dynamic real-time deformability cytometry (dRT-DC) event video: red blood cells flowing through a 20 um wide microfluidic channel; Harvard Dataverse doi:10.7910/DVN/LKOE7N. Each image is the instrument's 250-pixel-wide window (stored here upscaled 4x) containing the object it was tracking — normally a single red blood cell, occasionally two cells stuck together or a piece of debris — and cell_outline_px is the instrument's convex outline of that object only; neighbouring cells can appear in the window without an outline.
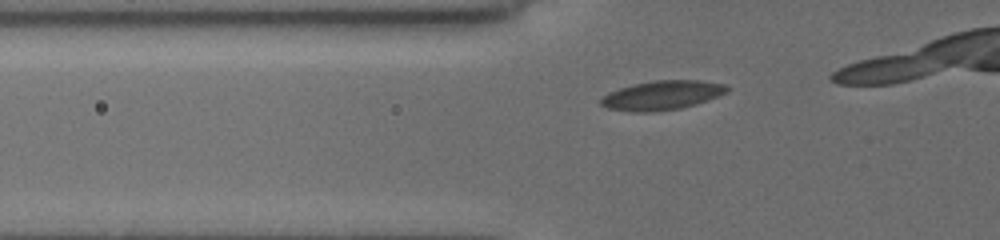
{"species": "common noctule bat (a hibernating species)", "species_latin": "Nyctalus noctula", "temperature_condition": "cold", "stored_images_in_passage": 8, "camera_frame_rate_fps": 3000, "um_per_image_px": 0.085, "animal": {"sex": "female", "body_mass_g": 19.5, "forearm_length_mm": 54.1}, "frame": {"image": 1, "passage_image": 2, "time_ms": 0.333, "image_size_px": [1000, 240], "cell_outline_px": [[732, 88], [728, 92], [696, 104], [680, 108], [652, 112], [628, 112], [608, 108], [600, 104], [600, 96], [608, 92], [632, 84], [652, 80], [700, 80], [724, 84]], "centroid_in_image_um": [56.25, 8.09], "position_along_channel_um": 69.6, "area_um2": 21.73}}
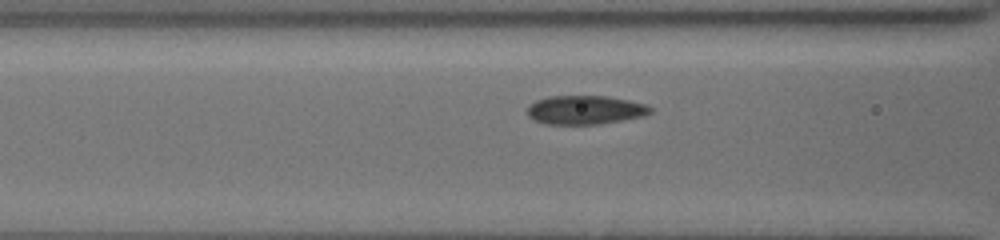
{"frame": {"image": 2, "passage_image": 6, "time_ms": 1.667, "image_size_px": [1000, 240], "cell_outline_px": [[652, 112], [644, 116], [596, 124], [544, 124], [532, 120], [528, 116], [528, 104], [536, 100], [548, 96], [608, 96], [648, 104], [652, 108]], "centroid_in_image_um": [49.71, 9.34], "position_along_channel_um": 116.9, "area_um2": 20.81}}